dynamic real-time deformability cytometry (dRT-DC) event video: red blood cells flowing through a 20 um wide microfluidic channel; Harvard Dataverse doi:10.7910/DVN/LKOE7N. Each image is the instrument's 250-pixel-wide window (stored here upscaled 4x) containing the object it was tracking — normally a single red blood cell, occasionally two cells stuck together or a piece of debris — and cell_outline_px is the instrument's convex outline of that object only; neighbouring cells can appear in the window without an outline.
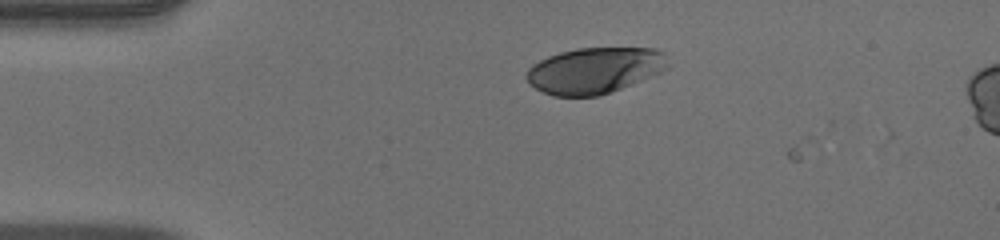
{"species": "human", "species_latin": "Homo sapiens", "temperature_condition": "warm", "stored_images_in_passage": 6, "camera_frame_rate_fps": 3000, "um_per_image_px": 0.085, "donor": {"sex": "male"}, "frame": {"image": 1, "passage_image": 1, "time_ms": 0.0, "image_size_px": [1000, 240], "cell_outline_px": [[672, 64], [668, 68], [660, 72], [600, 96], [552, 96], [528, 84], [524, 76], [528, 68], [532, 64], [548, 56], [560, 52], [576, 48], [656, 48], [664, 52]], "centroid_in_image_um": [50.53, 5.97], "position_along_channel_um": 34.5, "area_um2": 38.21}}